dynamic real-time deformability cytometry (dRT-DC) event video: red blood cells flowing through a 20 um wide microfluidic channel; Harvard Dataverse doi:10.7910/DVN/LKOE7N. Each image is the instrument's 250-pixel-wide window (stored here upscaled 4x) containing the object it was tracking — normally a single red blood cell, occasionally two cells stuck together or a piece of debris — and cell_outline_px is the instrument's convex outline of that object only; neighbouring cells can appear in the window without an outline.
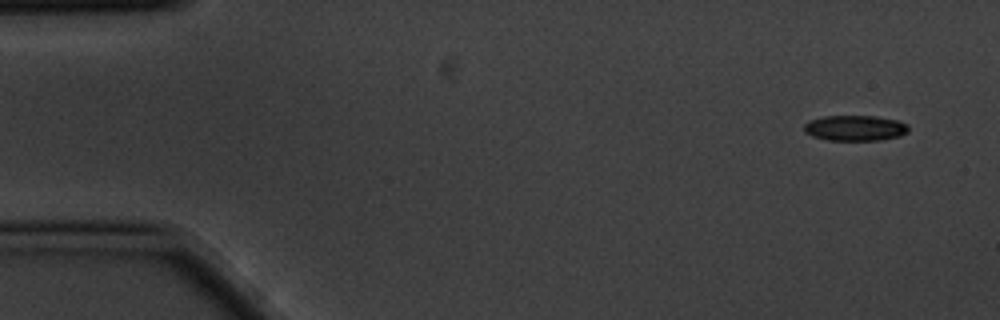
{"species": "common noctule bat (a hibernating species)", "species_latin": "Nyctalus noctula", "temperature_condition": "cold", "stored_images_in_passage": 3, "camera_frame_rate_fps": 3000, "um_per_image_px": 0.085, "animal": {"sex": "male", "body_mass_g": 20.1, "forearm_length_mm": 53.5}, "frame": {"image": 1, "passage_image": 1, "time_ms": 0.0, "image_size_px": [1000, 320], "cell_outline_px": [[908, 132], [900, 136], [880, 140], [828, 140], [812, 136], [804, 132], [804, 124], [808, 120], [824, 116], [876, 116], [900, 120], [908, 124]], "centroid_in_image_um": [72.69, 10.88], "position_along_channel_um": 12.3, "area_um2": 15.72}}
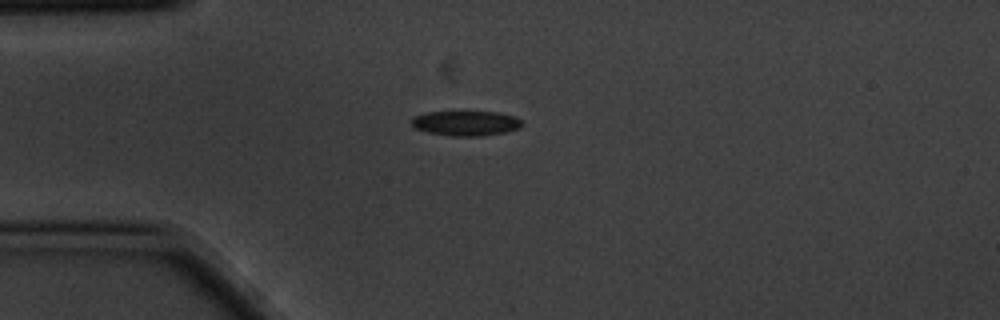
{"frame": {"image": 2, "passage_image": 3, "time_ms": 0.667, "image_size_px": [1000, 320], "cell_outline_px": [[520, 128], [508, 132], [480, 136], [452, 136], [428, 132], [416, 128], [408, 120], [412, 116], [424, 112], [496, 112], [516, 116], [520, 120]], "centroid_in_image_um": [39.56, 10.47], "position_along_channel_um": 45.4, "area_um2": 16.13}}